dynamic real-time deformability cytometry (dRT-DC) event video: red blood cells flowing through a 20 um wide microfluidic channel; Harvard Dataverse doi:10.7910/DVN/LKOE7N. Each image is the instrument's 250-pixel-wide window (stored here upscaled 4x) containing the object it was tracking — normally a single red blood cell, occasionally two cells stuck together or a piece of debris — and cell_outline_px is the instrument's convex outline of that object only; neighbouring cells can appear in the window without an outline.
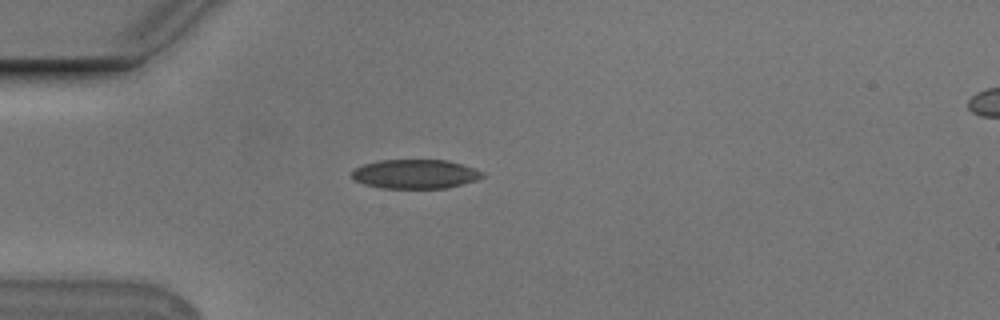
{"species": "Egyptian fruit bat (a non-hibernating species)", "species_latin": "Rousettus aegyptiacus", "temperature_condition": "cold", "stored_images_in_passage": 48, "camera_frame_rate_fps": 3000, "um_per_image_px": 0.085, "animal": {"sex": "male"}, "frame": {"image": 1, "passage_image": 12, "time_ms": 3.667, "image_size_px": [1000, 320], "cell_outline_px": [[484, 176], [476, 180], [444, 188], [384, 188], [364, 184], [356, 180], [352, 176], [352, 172], [356, 168], [364, 164], [380, 160], [448, 160], [476, 168], [484, 172]], "centroid_in_image_um": [35.33, 14.78], "position_along_channel_um": 49.7, "area_um2": 22.02}}
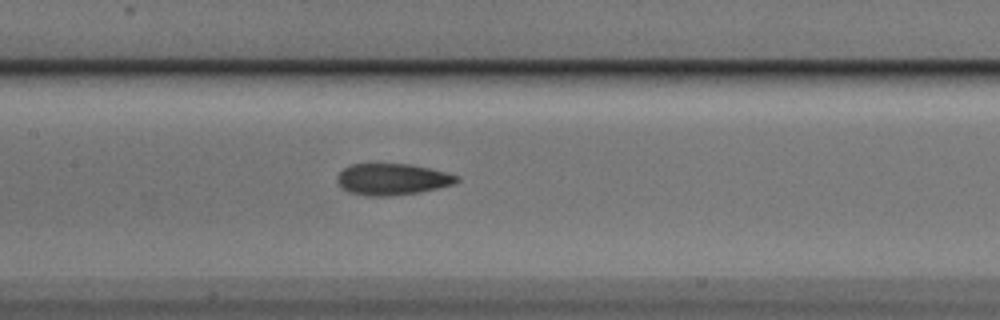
{"frame": {"image": 2, "passage_image": 23, "time_ms": 7.333, "image_size_px": [1000, 320], "cell_outline_px": [[460, 180], [452, 184], [420, 192], [392, 196], [364, 196], [348, 192], [336, 180], [336, 176], [344, 168], [352, 164], [412, 164], [460, 176]], "centroid_in_image_um": [33.32, 15.24], "position_along_channel_um": 174.1, "area_um2": 21.85}}
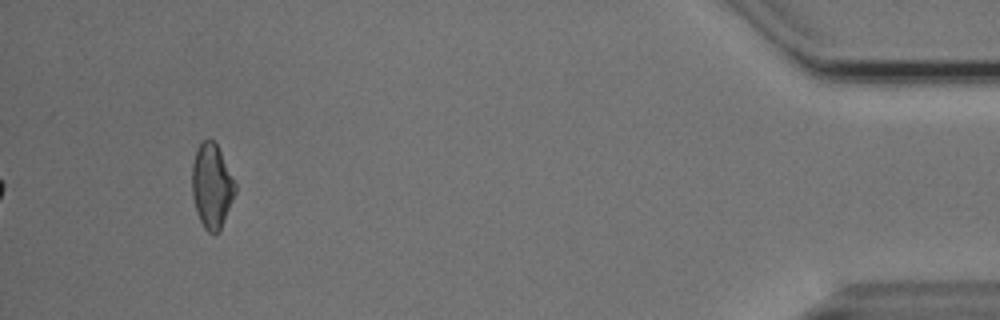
{"frame": {"image": 3, "passage_image": 48, "time_ms": 15.667, "image_size_px": [1000, 320], "cell_outline_px": [[236, 192], [220, 228], [216, 236], [208, 232], [204, 228], [196, 212], [192, 196], [192, 164], [196, 148], [204, 140], [212, 140], [216, 144], [236, 184]], "centroid_in_image_um": [17.98, 15.83], "position_along_channel_um": 417.2, "area_um2": 21.04}, "authors_computed_cell_mechanics": {"area_um2": 21.8195, "velocity_mm_per_s": 3.7648, "shape_relaxation_time_tau1_ms": 8.5747, "shape_relaxation_time_tau2_ms": 2.1324, "deformation_change_tau1": 0.1543, "deformation_change_tau2": 0.0775}}